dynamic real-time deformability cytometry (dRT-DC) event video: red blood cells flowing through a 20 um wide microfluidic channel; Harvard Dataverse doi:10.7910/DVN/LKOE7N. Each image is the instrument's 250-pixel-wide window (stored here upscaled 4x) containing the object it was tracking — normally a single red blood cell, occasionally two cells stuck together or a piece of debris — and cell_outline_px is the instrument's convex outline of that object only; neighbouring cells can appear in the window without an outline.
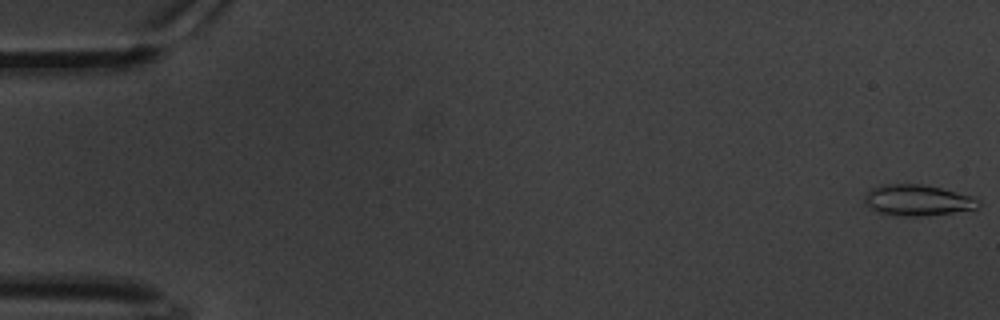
{"species": "common noctule bat (a hibernating species)", "species_latin": "Nyctalus noctula", "temperature_condition": "warm", "stored_images_in_passage": 8, "camera_frame_rate_fps": 3000, "um_per_image_px": 0.085, "animal": {"sex": "male", "body_mass_g": 20.1, "forearm_length_mm": 53.5}, "frame": {"image": 1, "passage_image": 1, "time_ms": 0.0, "image_size_px": [1000, 320], "cell_outline_px": [[984, 204], [976, 208], [952, 212], [916, 216], [896, 216], [876, 212], [864, 200], [864, 196], [872, 188], [884, 184], [924, 184], [972, 196], [980, 200]], "centroid_in_image_um": [78.0, 17.01], "position_along_channel_um": 7.0, "area_um2": 20.4}}